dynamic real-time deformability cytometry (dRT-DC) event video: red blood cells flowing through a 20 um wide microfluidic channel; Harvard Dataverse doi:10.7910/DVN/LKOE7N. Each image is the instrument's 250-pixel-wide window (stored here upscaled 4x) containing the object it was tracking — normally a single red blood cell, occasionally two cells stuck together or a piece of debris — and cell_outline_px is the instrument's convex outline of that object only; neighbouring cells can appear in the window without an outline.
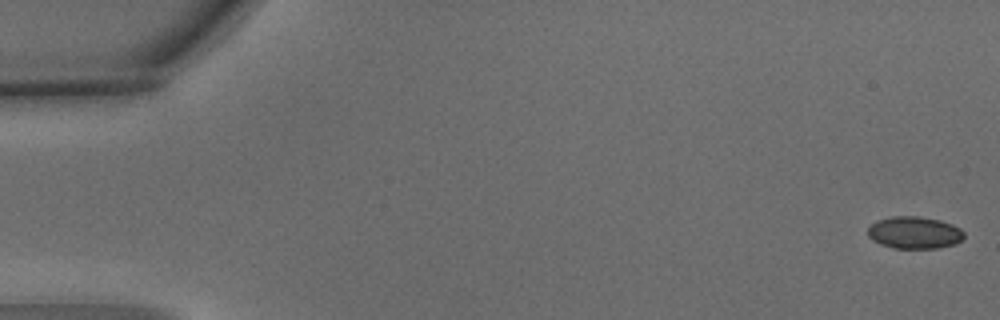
{"species": "common noctule bat (a hibernating species)", "species_latin": "Nyctalus noctula", "temperature_condition": "warm", "stored_images_in_passage": 5, "camera_frame_rate_fps": 3000, "um_per_image_px": 0.085, "animal": {"sex": "male", "body_mass_g": 15.6}, "frame": {"image": 1, "passage_image": 1, "time_ms": 0.0, "image_size_px": [1000, 320], "cell_outline_px": [[964, 236], [956, 244], [940, 248], [896, 248], [880, 244], [872, 240], [868, 236], [868, 228], [876, 220], [892, 216], [920, 216], [940, 220], [952, 224], [960, 228], [964, 232]], "centroid_in_image_um": [77.73, 19.77], "position_along_channel_um": 7.3, "area_um2": 18.15}}
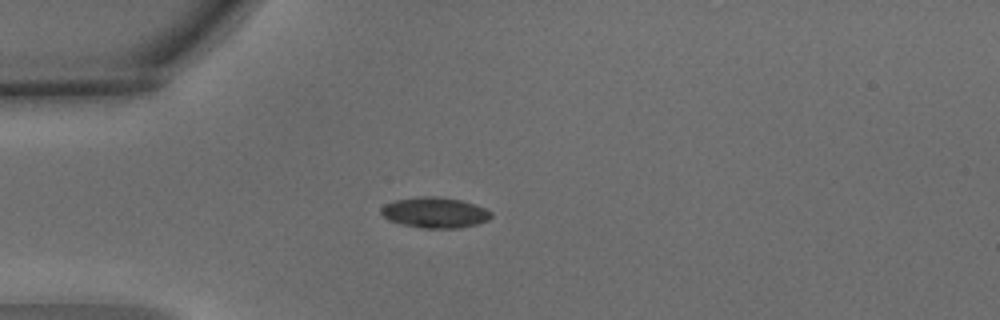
{"frame": {"image": 2, "passage_image": 5, "time_ms": 1.333, "image_size_px": [1000, 320], "cell_outline_px": [[492, 216], [488, 220], [476, 224], [460, 228], [424, 228], [404, 224], [388, 220], [380, 212], [380, 208], [384, 204], [392, 200], [416, 196], [440, 196], [460, 200], [484, 208], [492, 212]], "centroid_in_image_um": [36.93, 18.05], "position_along_channel_um": 48.1, "area_um2": 19.71}}